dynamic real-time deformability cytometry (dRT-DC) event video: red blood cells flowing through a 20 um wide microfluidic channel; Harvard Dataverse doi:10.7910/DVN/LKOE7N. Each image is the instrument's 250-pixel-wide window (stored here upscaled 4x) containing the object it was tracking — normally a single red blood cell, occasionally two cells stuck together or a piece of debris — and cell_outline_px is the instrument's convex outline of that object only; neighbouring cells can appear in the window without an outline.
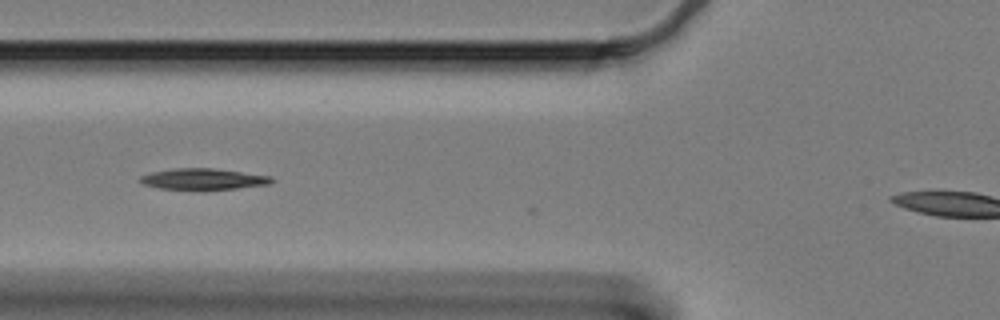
{"species": "Egyptian fruit bat (a non-hibernating species)", "species_latin": "Rousettus aegyptiacus", "temperature_condition": "cold", "stored_images_in_passage": 14, "camera_frame_rate_fps": 3000, "um_per_image_px": 0.085, "animal": {"sex": "female"}, "frame": {"image": 1, "passage_image": 12, "time_ms": 3.667, "image_size_px": [1000, 320], "cell_outline_px": [[276, 180], [268, 184], [204, 192], [160, 188], [144, 184], [140, 180], [140, 176], [152, 172], [176, 168], [212, 168], [272, 176]], "centroid_in_image_um": [17.3, 15.25], "position_along_channel_um": 108.5, "area_um2": 16.65}}